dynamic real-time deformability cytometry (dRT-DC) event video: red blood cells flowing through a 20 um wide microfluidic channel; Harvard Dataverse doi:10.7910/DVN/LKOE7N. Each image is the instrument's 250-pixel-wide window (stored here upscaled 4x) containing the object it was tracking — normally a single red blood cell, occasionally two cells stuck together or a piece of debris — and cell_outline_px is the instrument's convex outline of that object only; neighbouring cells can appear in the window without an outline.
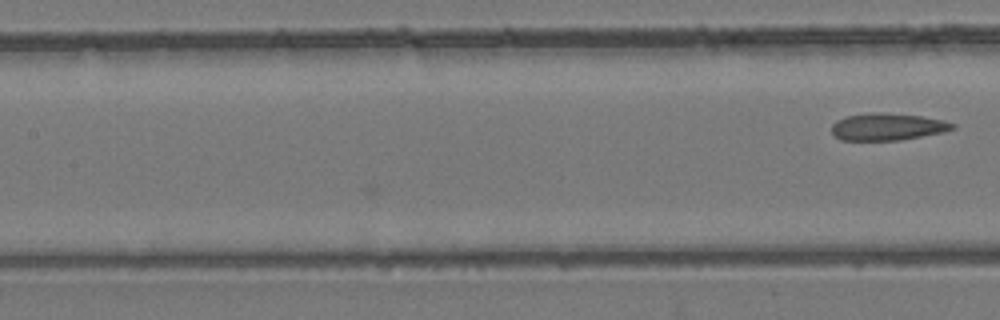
{"species": "common noctule bat (a hibernating species)", "species_latin": "Nyctalus noctula", "temperature_condition": "room temperature", "stored_images_in_passage": 5, "camera_frame_rate_fps": 3000, "um_per_image_px": 0.085, "animal": {"sex": "female", "body_mass_g": 24.6, "forearm_length_mm": 56.2}, "frame": {"image": 1, "passage_image": 5, "time_ms": 1.333, "image_size_px": [1000, 320], "cell_outline_px": [[956, 128], [944, 132], [900, 140], [840, 140], [832, 132], [832, 124], [836, 120], [848, 116], [872, 112], [880, 112], [920, 116], [944, 120], [956, 124]], "centroid_in_image_um": [75.46, 10.77], "position_along_channel_um": 131.9, "area_um2": 19.07}}